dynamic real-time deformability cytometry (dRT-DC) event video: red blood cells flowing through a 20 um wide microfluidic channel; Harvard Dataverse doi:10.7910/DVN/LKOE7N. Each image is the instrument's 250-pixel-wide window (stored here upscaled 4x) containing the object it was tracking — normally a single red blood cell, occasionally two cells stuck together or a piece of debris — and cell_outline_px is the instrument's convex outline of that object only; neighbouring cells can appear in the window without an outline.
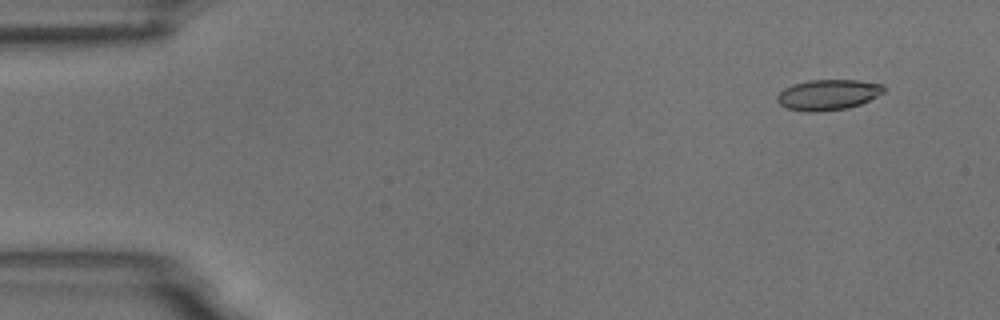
{"species": "common noctule bat (a hibernating species)", "species_latin": "Nyctalus noctula", "temperature_condition": "room temperature", "stored_images_in_passage": 4, "camera_frame_rate_fps": 3000, "um_per_image_px": 0.085, "animal": {"sex": "male", "body_mass_g": 18.8}, "frame": {"image": 1, "passage_image": 1, "time_ms": 0.0, "image_size_px": [1000, 320], "cell_outline_px": [[884, 92], [860, 104], [848, 108], [816, 112], [804, 112], [788, 108], [780, 104], [776, 100], [776, 96], [784, 88], [792, 84], [808, 80], [856, 80], [884, 84]], "centroid_in_image_um": [70.36, 8.05], "position_along_channel_um": 14.6, "area_um2": 19.02}}
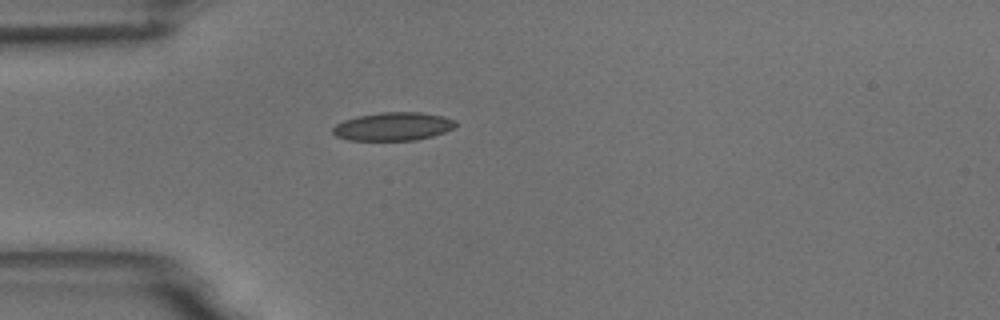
{"frame": {"image": 2, "passage_image": 4, "time_ms": 3.667, "image_size_px": [1000, 320], "cell_outline_px": [[456, 124], [452, 128], [444, 132], [432, 136], [416, 140], [348, 140], [336, 136], [332, 132], [332, 128], [336, 124], [344, 120], [360, 116], [380, 112], [420, 112], [444, 116], [456, 120]], "centroid_in_image_um": [33.42, 10.75], "position_along_channel_um": 51.6, "area_um2": 20.17}}